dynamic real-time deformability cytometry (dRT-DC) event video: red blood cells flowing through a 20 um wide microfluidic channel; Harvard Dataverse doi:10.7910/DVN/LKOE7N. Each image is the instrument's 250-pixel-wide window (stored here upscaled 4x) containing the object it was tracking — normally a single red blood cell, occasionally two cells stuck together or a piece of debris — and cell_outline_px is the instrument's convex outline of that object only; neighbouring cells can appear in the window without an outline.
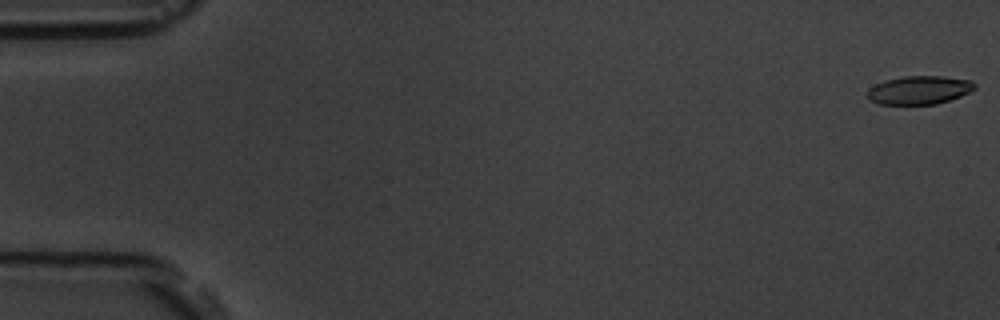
{"species": "common noctule bat (a hibernating species)", "species_latin": "Nyctalus noctula", "temperature_condition": "room temperature", "stored_images_in_passage": 55, "camera_frame_rate_fps": 3000, "um_per_image_px": 0.085, "animal": {"sex": "male", "body_mass_g": 19.5, "forearm_length_mm": 54.6}, "frame": {"image": 1, "passage_image": 1, "time_ms": 0.0, "image_size_px": [1000, 320], "cell_outline_px": [[976, 88], [960, 96], [936, 104], [880, 104], [868, 100], [868, 88], [884, 80], [904, 76], [940, 76], [972, 80], [976, 84]], "centroid_in_image_um": [78.12, 7.65], "position_along_channel_um": 6.9, "area_um2": 17.74}}
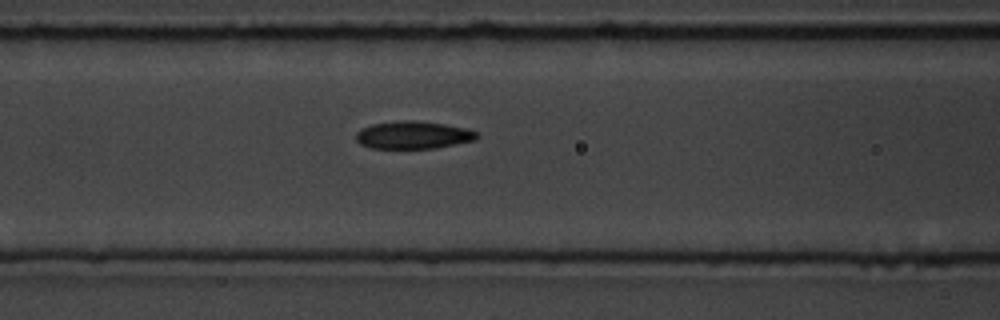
{"frame": {"image": 2, "passage_image": 23, "time_ms": 7.333, "image_size_px": [1000, 320], "cell_outline_px": [[480, 136], [476, 140], [436, 148], [372, 148], [360, 144], [356, 140], [356, 132], [360, 128], [372, 124], [404, 120], [412, 120], [444, 124], [464, 128], [476, 132]], "centroid_in_image_um": [35.1, 11.48], "position_along_channel_um": 131.5, "area_um2": 19.42}}
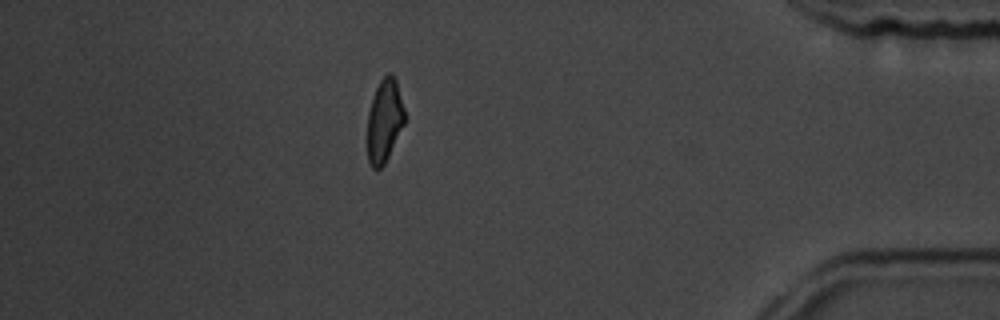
{"frame": {"image": 3, "passage_image": 48, "time_ms": 15.667, "image_size_px": [1000, 320], "cell_outline_px": [[404, 124], [384, 164], [380, 168], [372, 168], [368, 160], [368, 112], [372, 96], [380, 80], [388, 72], [392, 72], [396, 80], [404, 108]], "centroid_in_image_um": [32.67, 10.22], "position_along_channel_um": 402.5, "area_um2": 17.86}, "authors_computed_cell_mechanics": {"area_um2": 18.9584, "velocity_mm_per_s": 3.7732, "shape_relaxation_time_tau1_ms": 3.0119, "shape_relaxation_time_tau2_ms": 3.0328, "deformation_change_tau1": 0.1285, "deformation_change_tau2": 0.1098}}